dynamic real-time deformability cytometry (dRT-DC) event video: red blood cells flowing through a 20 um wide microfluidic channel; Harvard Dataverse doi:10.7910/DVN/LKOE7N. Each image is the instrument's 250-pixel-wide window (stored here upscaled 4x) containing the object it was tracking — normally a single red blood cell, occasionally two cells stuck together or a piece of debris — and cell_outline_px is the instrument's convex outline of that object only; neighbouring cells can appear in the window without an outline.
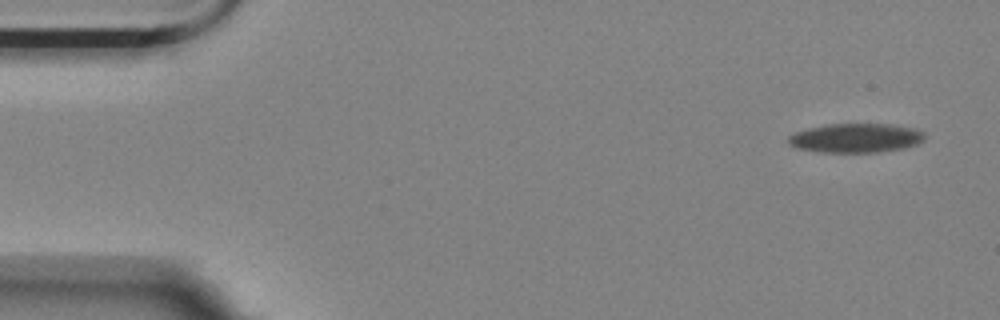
{"species": "Egyptian fruit bat (a non-hibernating species)", "species_latin": "Rousettus aegyptiacus", "temperature_condition": "room temperature", "stored_images_in_passage": 6, "camera_frame_rate_fps": 3000, "um_per_image_px": 0.085, "animal": {"sex": "female"}, "frame": {"image": 1, "passage_image": 1, "time_ms": 0.0, "image_size_px": [1000, 320], "cell_outline_px": [[924, 140], [916, 144], [904, 148], [876, 152], [820, 152], [796, 148], [788, 144], [788, 136], [796, 132], [808, 128], [828, 124], [888, 124], [916, 128], [924, 132]], "centroid_in_image_um": [72.74, 11.73], "position_along_channel_um": 12.3, "area_um2": 23.18}}
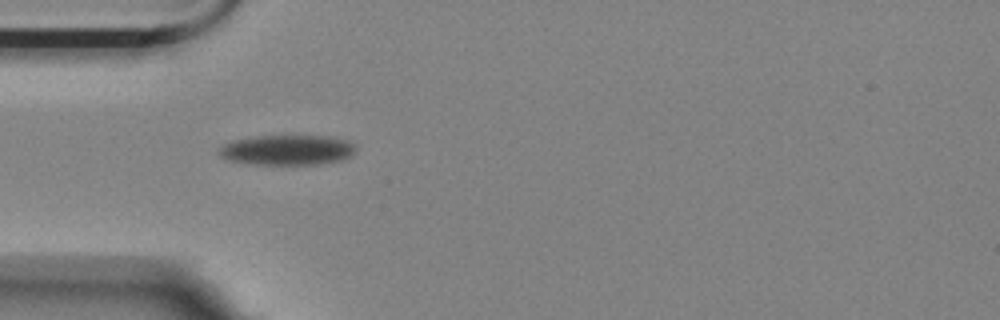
{"frame": {"image": 2, "passage_image": 5, "time_ms": 4.667, "image_size_px": [1000, 320], "cell_outline_px": [[356, 152], [352, 156], [344, 160], [320, 164], [252, 164], [228, 160], [220, 156], [216, 152], [216, 148], [232, 140], [252, 136], [332, 136], [348, 140], [356, 144]], "centroid_in_image_um": [24.43, 12.74], "position_along_channel_um": 60.6, "area_um2": 24.57}}
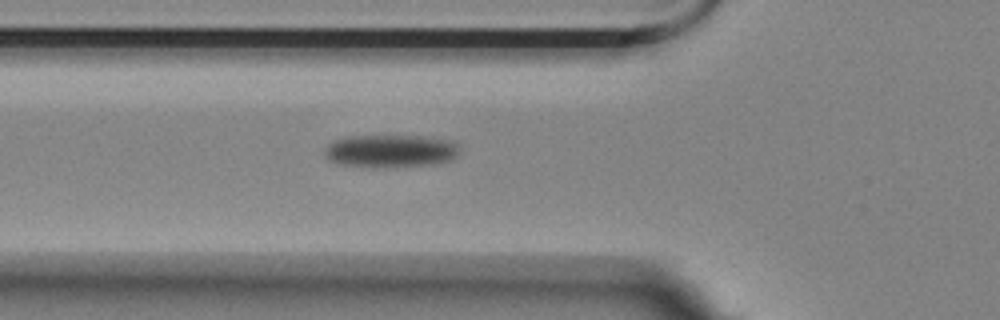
{"frame": {"image": 3, "passage_image": 6, "time_ms": 5.667, "image_size_px": [1000, 320], "cell_outline_px": [[460, 152], [452, 160], [432, 164], [392, 168], [372, 168], [344, 164], [328, 160], [324, 156], [324, 148], [332, 140], [348, 136], [424, 136], [456, 140], [460, 148]], "centroid_in_image_um": [33.23, 12.84], "position_along_channel_um": 92.6, "area_um2": 26.53}}